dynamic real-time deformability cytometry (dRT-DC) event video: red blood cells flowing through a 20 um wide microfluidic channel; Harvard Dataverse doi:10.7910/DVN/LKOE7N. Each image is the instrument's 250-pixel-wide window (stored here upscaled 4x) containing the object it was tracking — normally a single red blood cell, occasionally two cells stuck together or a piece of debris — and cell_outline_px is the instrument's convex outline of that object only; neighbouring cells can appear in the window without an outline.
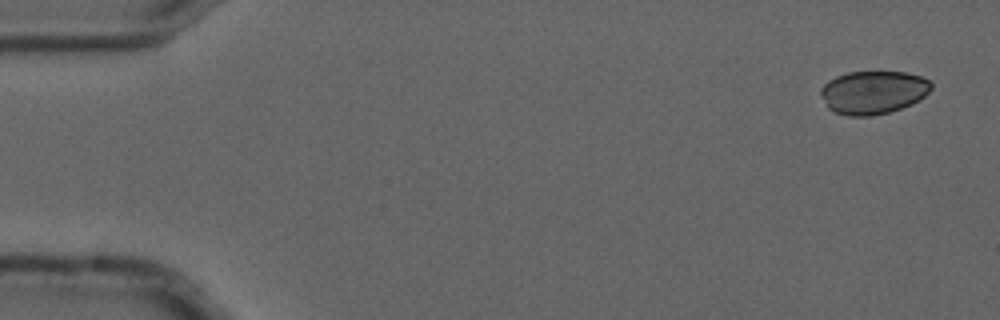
{"species": "common noctule bat (a hibernating species)", "species_latin": "Nyctalus noctula", "temperature_condition": "cold", "stored_images_in_passage": 6, "camera_frame_rate_fps": 3000, "um_per_image_px": 0.085, "animal": {"sex": "male", "forearm_length_mm": 52.5}, "frame": {"image": 1, "passage_image": 1, "time_ms": 0.0, "image_size_px": [1000, 320], "cell_outline_px": [[932, 88], [920, 100], [912, 104], [888, 112], [872, 116], [848, 116], [836, 112], [828, 108], [820, 92], [820, 88], [828, 80], [836, 76], [848, 72], [908, 72], [920, 76], [928, 80], [932, 84]], "centroid_in_image_um": [74.22, 7.84], "position_along_channel_um": 10.8, "area_um2": 27.8}}
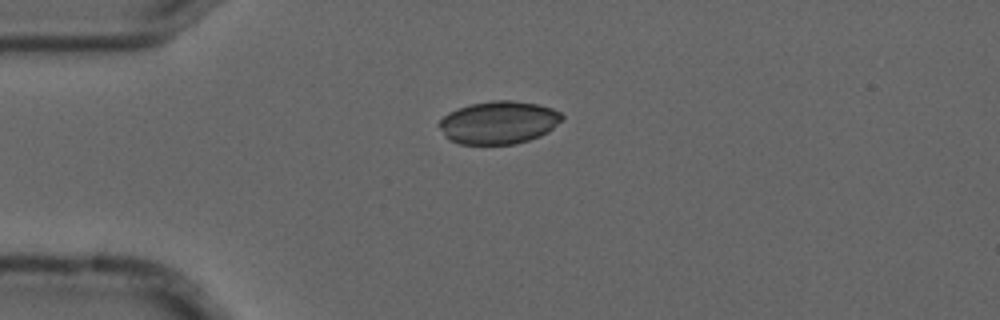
{"frame": {"image": 2, "passage_image": 4, "time_ms": 1.0, "image_size_px": [1000, 320], "cell_outline_px": [[564, 116], [548, 132], [540, 136], [516, 144], [460, 144], [448, 140], [444, 136], [436, 124], [448, 112], [472, 104], [492, 100], [512, 100], [536, 104], [552, 108], [560, 112]], "centroid_in_image_um": [42.35, 10.42], "position_along_channel_um": 42.7, "area_um2": 30.69}}